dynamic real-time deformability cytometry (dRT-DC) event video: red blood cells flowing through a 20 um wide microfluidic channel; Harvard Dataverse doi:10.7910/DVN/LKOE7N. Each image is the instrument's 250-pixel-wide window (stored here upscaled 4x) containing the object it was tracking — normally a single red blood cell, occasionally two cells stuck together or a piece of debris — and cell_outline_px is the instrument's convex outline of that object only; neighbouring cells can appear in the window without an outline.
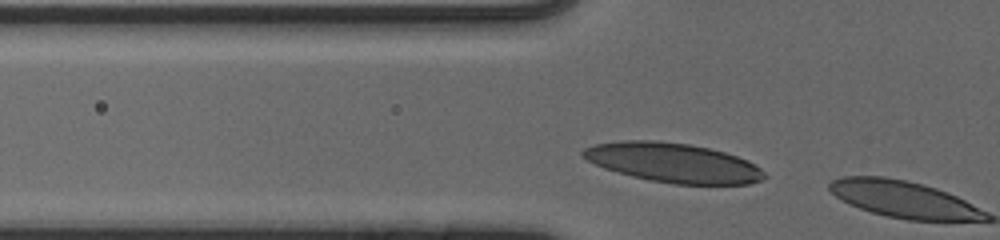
{"species": "human", "species_latin": "Homo sapiens", "temperature_condition": "cold", "stored_images_in_passage": 3, "camera_frame_rate_fps": 3000, "um_per_image_px": 0.085, "donor": {"sex": "male"}, "frame": {"image": 1, "passage_image": 2, "time_ms": 0.333, "image_size_px": [1000, 240], "cell_outline_px": [[768, 176], [760, 180], [748, 184], [672, 184], [632, 176], [616, 172], [604, 168], [588, 160], [580, 152], [584, 148], [596, 144], [624, 140], [656, 140], [688, 144], [708, 148], [724, 152], [748, 160], [760, 168]], "centroid_in_image_um": [57.23, 13.83], "position_along_channel_um": 68.6, "area_um2": 41.38}}